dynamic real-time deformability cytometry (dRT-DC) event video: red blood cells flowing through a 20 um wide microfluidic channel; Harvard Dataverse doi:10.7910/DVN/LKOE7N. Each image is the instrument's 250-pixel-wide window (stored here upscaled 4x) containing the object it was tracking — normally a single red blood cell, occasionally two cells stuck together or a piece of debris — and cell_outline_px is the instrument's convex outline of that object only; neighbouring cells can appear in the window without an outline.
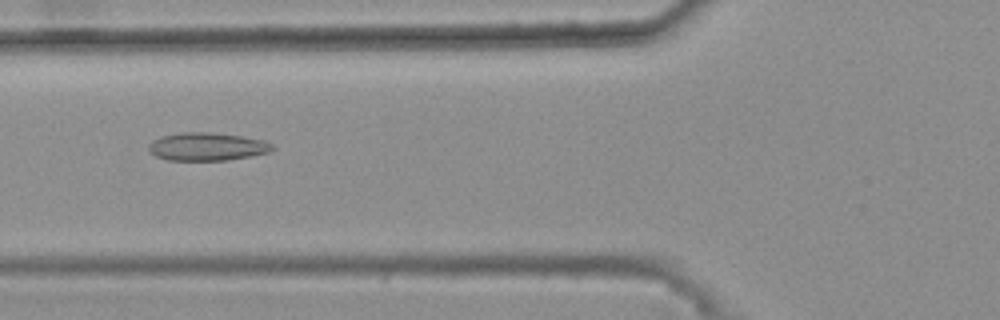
{"species": "common noctule bat (a hibernating species)", "species_latin": "Nyctalus noctula", "temperature_condition": "warm", "stored_images_in_passage": 49, "camera_frame_rate_fps": 3000, "um_per_image_px": 0.085, "animal": {"sex": "female", "body_mass_g": 25.1}, "frame": {"image": 1, "passage_image": 21, "time_ms": 6.667, "image_size_px": [1000, 320], "cell_outline_px": [[276, 148], [268, 152], [252, 156], [228, 160], [168, 160], [156, 156], [148, 152], [148, 144], [152, 140], [160, 136], [180, 132], [212, 132], [240, 136], [264, 140], [272, 144]], "centroid_in_image_um": [17.57, 12.46], "position_along_channel_um": 108.2, "area_um2": 20.4}}
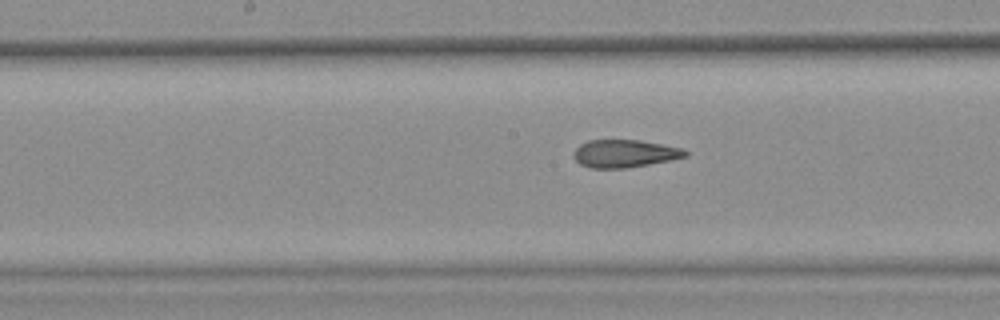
{"frame": {"image": 2, "passage_image": 28, "time_ms": 9.0, "image_size_px": [1000, 320], "cell_outline_px": [[688, 156], [672, 160], [624, 168], [588, 168], [580, 164], [572, 156], [572, 152], [580, 144], [588, 140], [640, 140], [684, 148], [688, 152]], "centroid_in_image_um": [53.09, 13.05], "position_along_channel_um": 195.1, "area_um2": 18.21}}
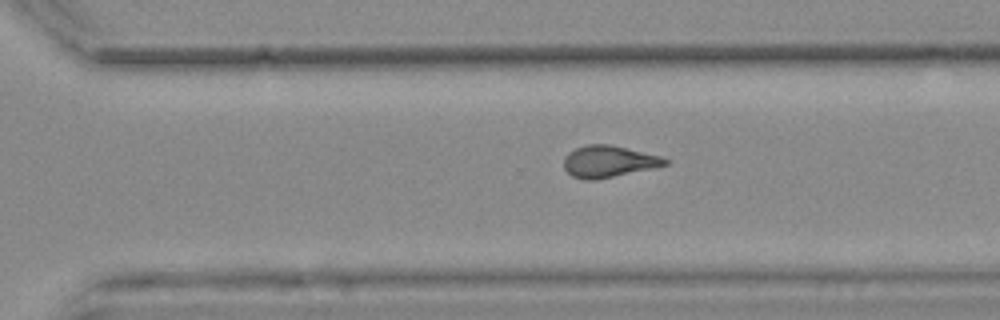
{"frame": {"image": 3, "passage_image": 38, "time_ms": 12.333, "image_size_px": [1000, 320], "cell_outline_px": [[672, 160], [668, 164], [652, 168], [596, 180], [584, 180], [572, 176], [564, 168], [564, 156], [568, 152], [576, 148], [588, 144], [608, 144], [660, 156]], "centroid_in_image_um": [51.71, 13.73], "position_along_channel_um": 318.9, "area_um2": 18.61}, "authors_computed_cell_mechanics": {"area_um2": 19.074, "velocity_mm_per_s": 3.7213, "shape_relaxation_time_tau1_ms": null, "shape_relaxation_time_tau2_ms": 2.0478, "deformation_change_tau1": null, "deformation_change_tau2": 0.0837}}